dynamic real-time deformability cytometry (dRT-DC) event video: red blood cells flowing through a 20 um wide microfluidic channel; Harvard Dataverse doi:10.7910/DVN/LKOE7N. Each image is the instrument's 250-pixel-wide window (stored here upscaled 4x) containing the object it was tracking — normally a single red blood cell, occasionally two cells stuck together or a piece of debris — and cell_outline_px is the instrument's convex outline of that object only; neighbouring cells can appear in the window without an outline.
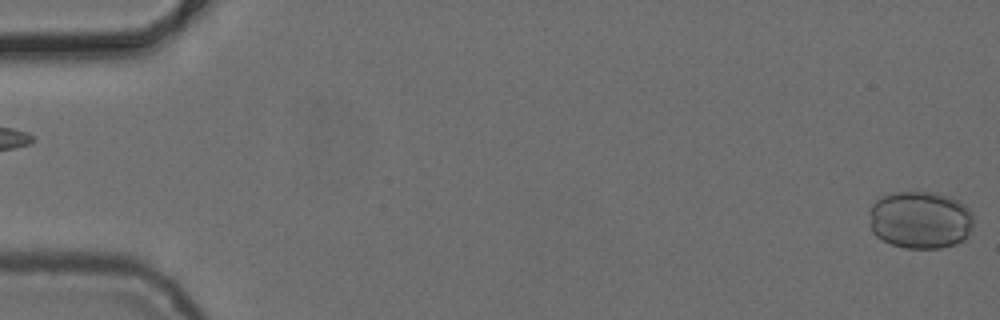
{"species": "common noctule bat (a hibernating species)", "species_latin": "Nyctalus noctula", "temperature_condition": "cold", "stored_images_in_passage": 6, "camera_frame_rate_fps": 3000, "um_per_image_px": 0.085, "animal": {"sex": "female", "body_mass_g": 24.6, "forearm_length_mm": 56.2}, "frame": {"image": 1, "passage_image": 1, "time_ms": 0.0, "image_size_px": [1000, 320], "cell_outline_px": [[972, 228], [968, 236], [964, 240], [956, 244], [940, 248], [904, 248], [892, 244], [876, 236], [872, 232], [872, 204], [880, 196], [896, 192], [936, 192], [948, 196], [964, 204], [972, 212]], "centroid_in_image_um": [78.26, 18.69], "position_along_channel_um": 6.7, "area_um2": 34.91}}
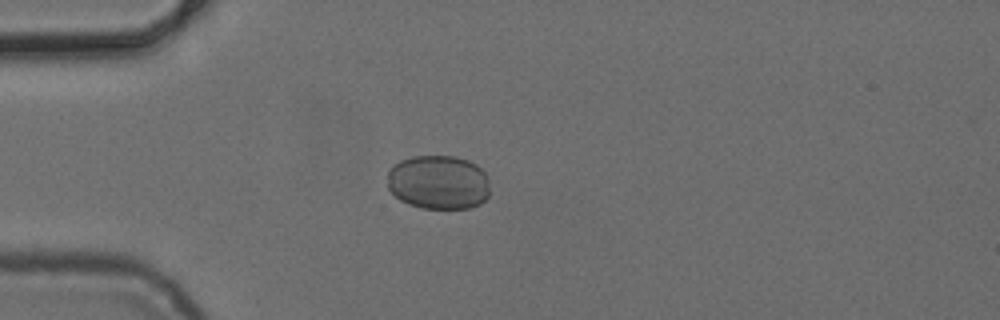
{"frame": {"image": 2, "passage_image": 5, "time_ms": 4.667, "image_size_px": [1000, 320], "cell_outline_px": [[488, 196], [480, 204], [468, 208], [420, 208], [408, 204], [400, 200], [388, 188], [388, 172], [392, 164], [400, 160], [412, 156], [456, 156], [468, 160], [476, 164], [488, 176]], "centroid_in_image_um": [37.25, 15.48], "position_along_channel_um": 47.7, "area_um2": 32.6}}